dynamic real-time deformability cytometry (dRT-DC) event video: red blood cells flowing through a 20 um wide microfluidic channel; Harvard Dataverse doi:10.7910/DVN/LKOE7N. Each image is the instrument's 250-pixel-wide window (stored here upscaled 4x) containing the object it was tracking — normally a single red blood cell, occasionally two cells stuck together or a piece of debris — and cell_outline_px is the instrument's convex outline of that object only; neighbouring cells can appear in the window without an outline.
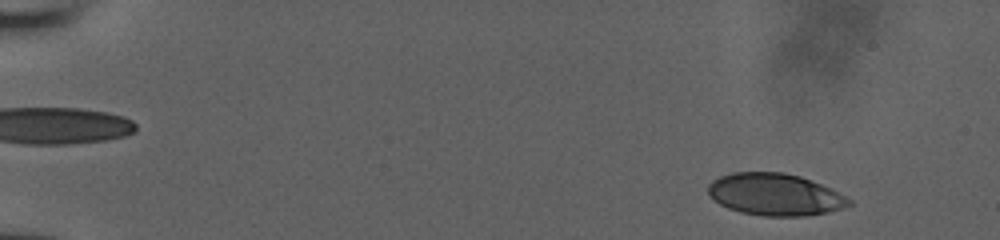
{"species": "human", "species_latin": "Homo sapiens", "temperature_condition": "room temperature", "stored_images_in_passage": 50, "camera_frame_rate_fps": 3000, "um_per_image_px": 0.085, "donor": {"sex": "male"}, "frame": {"image": 1, "passage_image": 4, "time_ms": 1.0, "image_size_px": [1000, 240], "cell_outline_px": [[852, 204], [828, 212], [808, 216], [764, 216], [740, 212], [728, 208], [712, 200], [708, 192], [708, 184], [712, 180], [720, 176], [732, 172], [784, 172], [800, 176], [820, 184], [852, 200]], "centroid_in_image_um": [65.82, 16.53], "position_along_channel_um": 19.2, "area_um2": 34.45}}
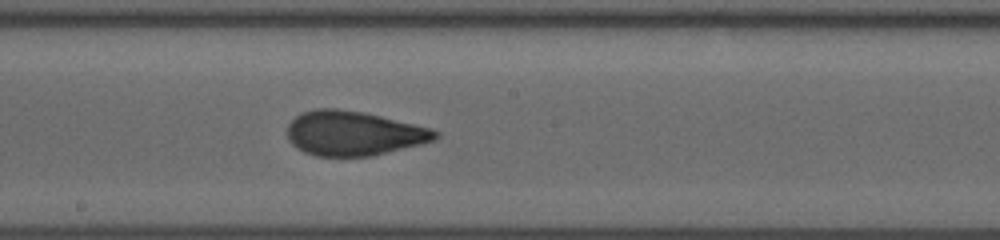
{"frame": {"image": 2, "passage_image": 29, "time_ms": 9.333, "image_size_px": [1000, 240], "cell_outline_px": [[440, 136], [436, 140], [372, 156], [316, 156], [304, 152], [296, 148], [288, 140], [288, 124], [296, 116], [304, 112], [316, 108], [336, 108], [364, 112], [428, 128], [440, 132]], "centroid_in_image_um": [30.03, 11.34], "position_along_channel_um": 218.2, "area_um2": 38.21}}
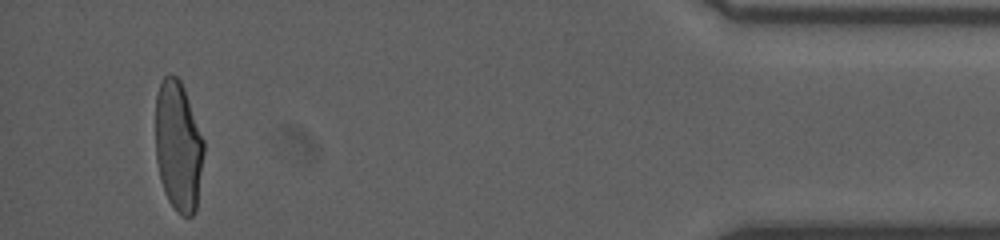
{"frame": {"image": 3, "passage_image": 48, "time_ms": 15.667, "image_size_px": [1000, 240], "cell_outline_px": [[204, 152], [196, 212], [192, 216], [180, 216], [176, 212], [168, 200], [164, 192], [160, 180], [156, 160], [156, 96], [160, 80], [168, 72], [176, 76], [180, 80], [184, 88], [204, 140]], "centroid_in_image_um": [15.15, 12.44], "position_along_channel_um": 420.1, "area_um2": 37.11}}